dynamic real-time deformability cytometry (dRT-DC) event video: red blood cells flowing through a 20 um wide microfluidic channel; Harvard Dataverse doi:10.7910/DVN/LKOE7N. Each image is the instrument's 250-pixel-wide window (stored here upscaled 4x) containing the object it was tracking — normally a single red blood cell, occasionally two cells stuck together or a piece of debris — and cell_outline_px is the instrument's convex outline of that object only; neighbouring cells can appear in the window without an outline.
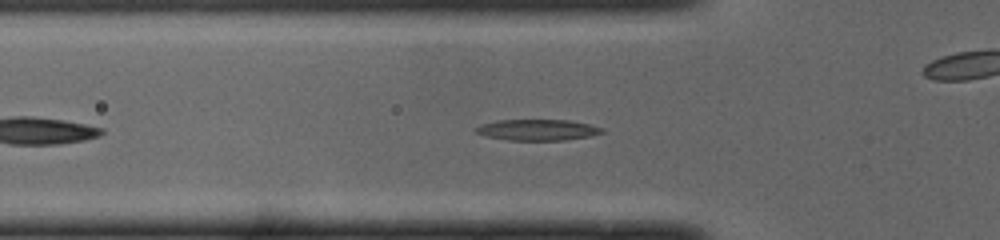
{"species": "common noctule bat (a hibernating species)", "species_latin": "Nyctalus noctula", "temperature_condition": "cold", "stored_images_in_passage": 43, "camera_frame_rate_fps": 3000, "um_per_image_px": 0.085, "animal": {"sex": "male", "body_mass_g": 19.0, "forearm_length_mm": 50.8}, "frame": {"image": 1, "passage_image": 8, "time_ms": 2.333, "image_size_px": [1000, 240], "cell_outline_px": [[604, 132], [592, 136], [564, 140], [508, 140], [484, 136], [476, 132], [472, 128], [480, 124], [496, 120], [568, 120], [588, 124], [604, 128]], "centroid_in_image_um": [45.65, 11.04], "position_along_channel_um": 80.1, "area_um2": 15.61}}
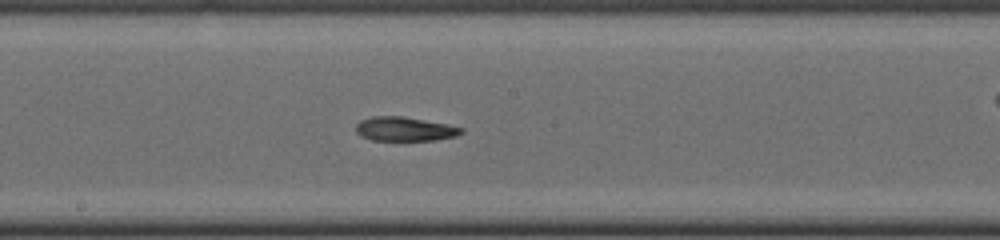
{"frame": {"image": 2, "passage_image": 18, "time_ms": 5.667, "image_size_px": [1000, 240], "cell_outline_px": [[464, 132], [456, 136], [436, 140], [372, 140], [360, 136], [356, 132], [356, 124], [360, 120], [372, 116], [400, 116], [424, 120], [464, 128]], "centroid_in_image_um": [34.37, 10.97], "position_along_channel_um": 213.8, "area_um2": 14.74}}
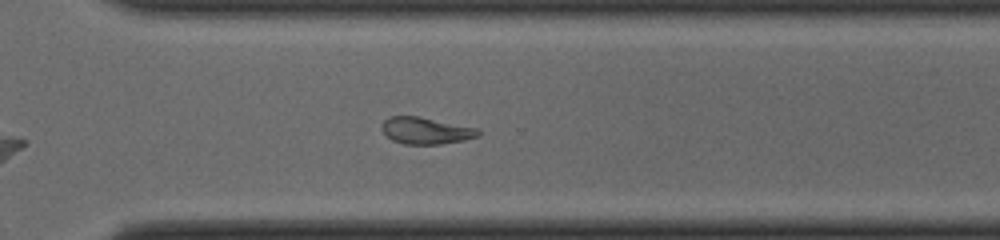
{"frame": {"image": 3, "passage_image": 27, "time_ms": 8.667, "image_size_px": [1000, 240], "cell_outline_px": [[480, 136], [464, 140], [440, 144], [404, 144], [392, 140], [380, 128], [380, 124], [388, 116], [420, 116], [476, 128], [480, 132]], "centroid_in_image_um": [36.16, 11.1], "position_along_channel_um": 334.4, "area_um2": 15.09}, "authors_computed_cell_mechanics": {"area_um2": 15.606, "velocity_mm_per_s": 4.0058, "shape_relaxation_time_tau1_ms": 4.9739, "shape_relaxation_time_tau2_ms": 1.3634, "deformation_change_tau1": 0.1894, "deformation_change_tau2": 0.0899}}